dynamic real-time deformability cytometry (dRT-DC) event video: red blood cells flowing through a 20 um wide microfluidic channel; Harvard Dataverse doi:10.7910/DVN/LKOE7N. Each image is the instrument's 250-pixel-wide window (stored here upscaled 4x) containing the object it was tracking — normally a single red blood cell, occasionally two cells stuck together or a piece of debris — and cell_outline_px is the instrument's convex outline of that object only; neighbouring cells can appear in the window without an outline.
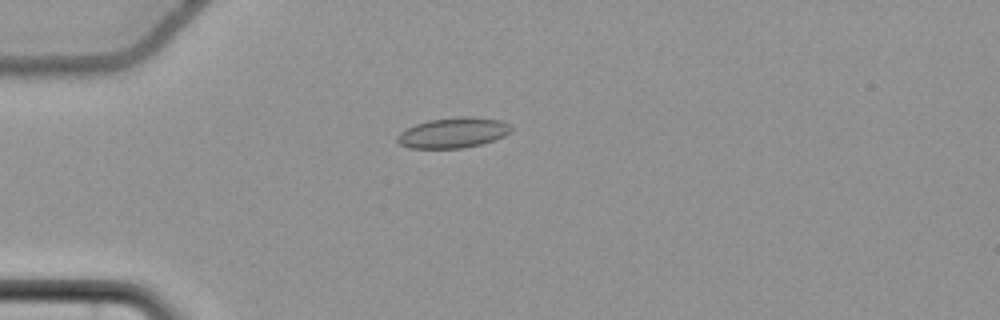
{"species": "common noctule bat (a hibernating species)", "species_latin": "Nyctalus noctula", "temperature_condition": "cold", "stored_images_in_passage": 42, "camera_frame_rate_fps": 3000, "um_per_image_px": 0.085, "animal": {"sex": "female", "body_mass_g": 22.7, "forearm_length_mm": 54.2}, "frame": {"image": 1, "passage_image": 1, "time_ms": 0.0, "image_size_px": [1000, 320], "cell_outline_px": [[512, 132], [504, 136], [480, 144], [464, 148], [408, 148], [400, 144], [396, 140], [396, 136], [400, 132], [416, 124], [428, 120], [460, 116], [468, 116], [500, 120], [508, 124], [512, 128]], "centroid_in_image_um": [38.5, 11.28], "position_along_channel_um": 46.5, "area_um2": 20.11}}
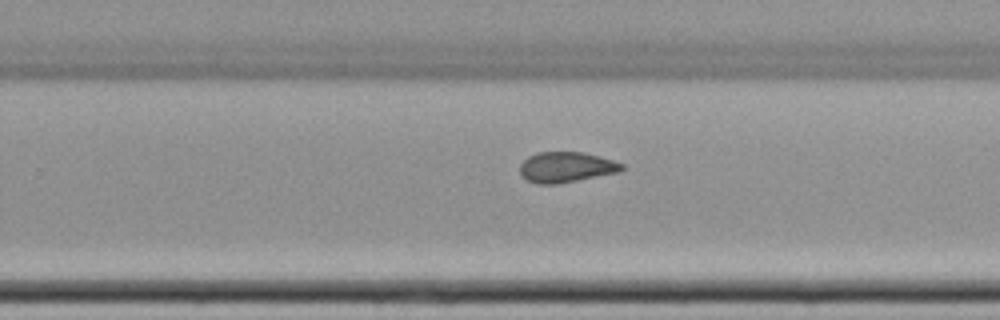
{"frame": {"image": 2, "passage_image": 22, "time_ms": 7.0, "image_size_px": [1000, 320], "cell_outline_px": [[624, 168], [620, 172], [556, 184], [536, 184], [520, 176], [520, 164], [528, 156], [536, 152], [584, 152], [612, 160], [624, 164]], "centroid_in_image_um": [48.1, 14.21], "position_along_channel_um": 281.7, "area_um2": 18.15}}
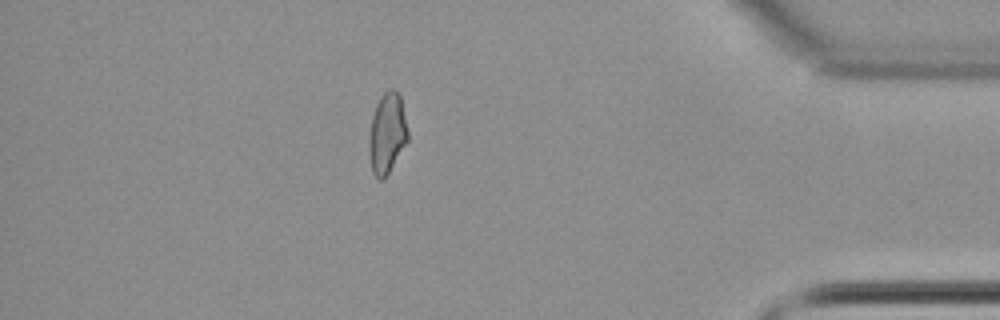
{"frame": {"image": 3, "passage_image": 35, "time_ms": 11.333, "image_size_px": [1000, 320], "cell_outline_px": [[408, 140], [384, 180], [376, 180], [372, 172], [368, 152], [368, 140], [372, 116], [376, 104], [380, 96], [388, 88], [392, 88], [400, 96], [408, 132]], "centroid_in_image_um": [32.87, 11.37], "position_along_channel_um": 402.3, "area_um2": 18.38}, "authors_computed_cell_mechanics": {"area_um2": 18.3804, "velocity_mm_per_s": 3.6808, "shape_relaxation_time_tau1_ms": null, "shape_relaxation_time_tau2_ms": 1.3765, "deformation_change_tau1": null, "deformation_change_tau2": 0.0561}}